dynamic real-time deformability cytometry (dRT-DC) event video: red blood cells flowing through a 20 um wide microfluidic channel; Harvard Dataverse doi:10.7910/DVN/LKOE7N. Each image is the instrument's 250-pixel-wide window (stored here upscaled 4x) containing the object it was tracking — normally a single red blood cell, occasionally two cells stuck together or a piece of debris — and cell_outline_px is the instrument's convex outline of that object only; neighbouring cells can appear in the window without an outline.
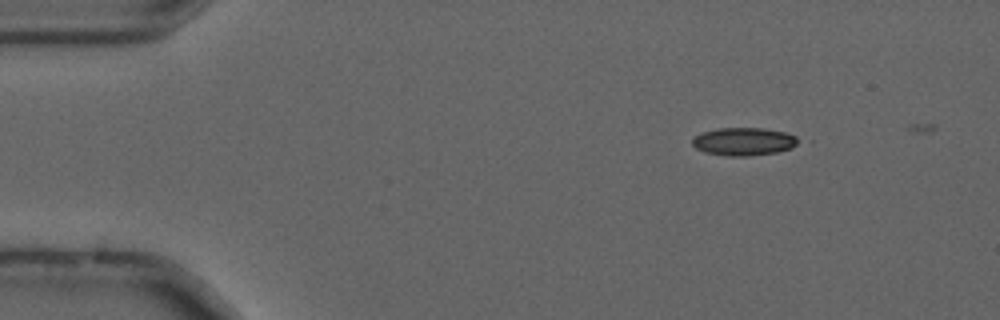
{"species": "common noctule bat (a hibernating species)", "species_latin": "Nyctalus noctula", "temperature_condition": "cold", "stored_images_in_passage": 9, "camera_frame_rate_fps": 3000, "um_per_image_px": 0.085, "animal": {"sex": "male", "forearm_length_mm": 52.5}, "frame": {"image": 1, "passage_image": 4, "time_ms": 1.0, "image_size_px": [1000, 320], "cell_outline_px": [[804, 140], [792, 148], [776, 152], [748, 156], [728, 156], [704, 152], [696, 148], [692, 144], [692, 140], [696, 136], [704, 132], [716, 128], [764, 128], [784, 132], [796, 136]], "centroid_in_image_um": [63.27, 12.03], "position_along_channel_um": 21.7, "area_um2": 17.34}}